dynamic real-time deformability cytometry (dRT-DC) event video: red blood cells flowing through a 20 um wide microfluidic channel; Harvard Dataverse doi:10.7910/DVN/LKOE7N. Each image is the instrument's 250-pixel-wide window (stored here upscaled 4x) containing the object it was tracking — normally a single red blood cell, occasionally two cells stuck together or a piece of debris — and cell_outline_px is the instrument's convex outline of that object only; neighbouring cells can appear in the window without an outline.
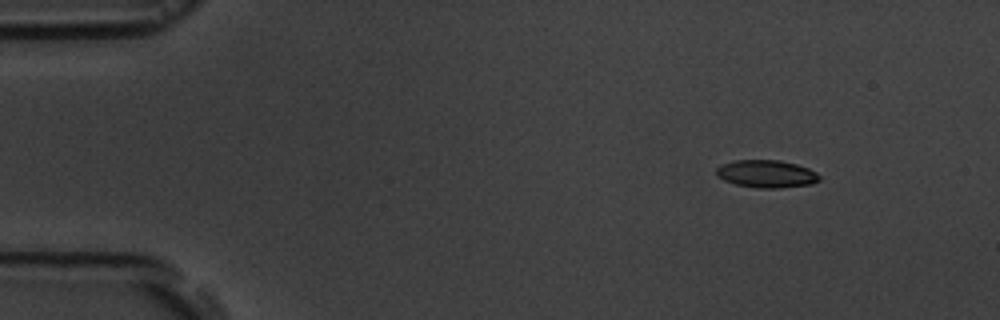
{"species": "common noctule bat (a hibernating species)", "species_latin": "Nyctalus noctula", "temperature_condition": "room temperature", "stored_images_in_passage": 5, "camera_frame_rate_fps": 3000, "um_per_image_px": 0.085, "animal": {"sex": "male", "body_mass_g": 19.5, "forearm_length_mm": 54.6}, "frame": {"image": 1, "passage_image": 2, "time_ms": 1.333, "image_size_px": [1000, 320], "cell_outline_px": [[820, 180], [812, 184], [776, 188], [756, 188], [736, 184], [724, 180], [716, 176], [716, 168], [720, 164], [732, 160], [780, 160], [796, 164], [808, 168], [816, 172], [820, 176]], "centroid_in_image_um": [65.12, 14.77], "position_along_channel_um": 19.9, "area_um2": 16.7}}
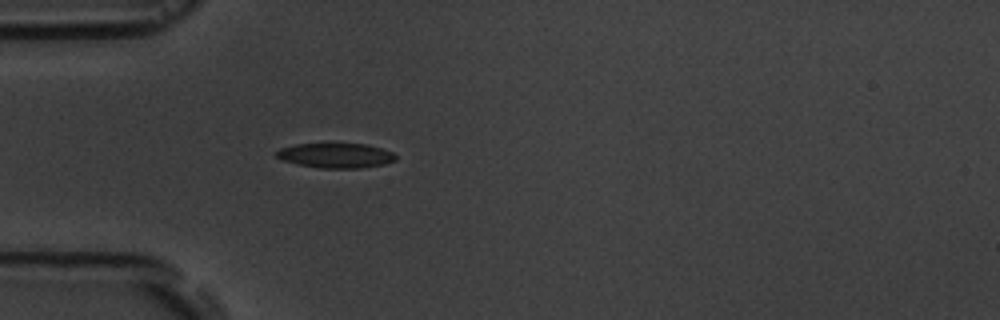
{"frame": {"image": 2, "passage_image": 5, "time_ms": 4.667, "image_size_px": [1000, 320], "cell_outline_px": [[396, 160], [384, 164], [360, 168], [320, 168], [300, 164], [284, 160], [276, 156], [276, 152], [280, 148], [296, 144], [368, 144], [392, 152], [396, 156]], "centroid_in_image_um": [28.57, 13.21], "position_along_channel_um": 56.4, "area_um2": 16.99}}